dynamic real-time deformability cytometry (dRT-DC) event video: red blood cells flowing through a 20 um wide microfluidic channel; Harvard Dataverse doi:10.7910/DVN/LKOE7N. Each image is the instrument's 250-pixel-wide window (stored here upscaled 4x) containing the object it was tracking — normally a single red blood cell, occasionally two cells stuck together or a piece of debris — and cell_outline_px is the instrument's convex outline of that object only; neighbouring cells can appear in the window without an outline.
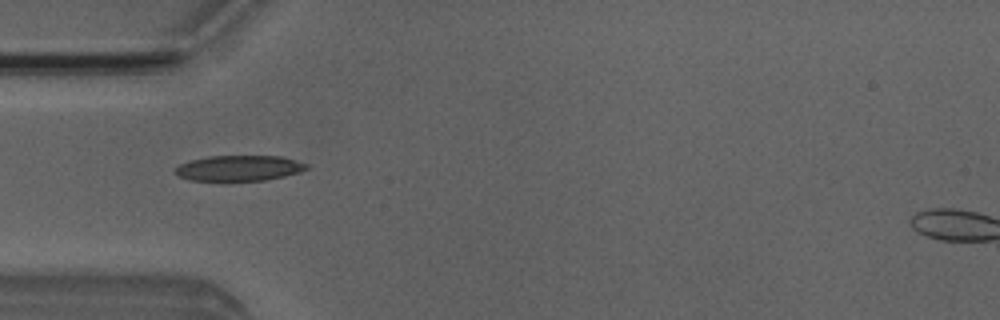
{"species": "Egyptian fruit bat (a non-hibernating species)", "species_latin": "Rousettus aegyptiacus", "temperature_condition": "room temperature", "stored_images_in_passage": 8, "camera_frame_rate_fps": 3000, "um_per_image_px": 0.085, "animal": {"sex": "male"}, "frame": {"image": 1, "passage_image": 5, "time_ms": 5.0, "image_size_px": [1000, 320], "cell_outline_px": [[308, 168], [300, 172], [284, 176], [264, 180], [188, 180], [180, 176], [176, 172], [176, 168], [180, 164], [192, 160], [208, 156], [280, 156], [308, 164]], "centroid_in_image_um": [20.34, 14.28], "position_along_channel_um": 64.7, "area_um2": 19.19}}